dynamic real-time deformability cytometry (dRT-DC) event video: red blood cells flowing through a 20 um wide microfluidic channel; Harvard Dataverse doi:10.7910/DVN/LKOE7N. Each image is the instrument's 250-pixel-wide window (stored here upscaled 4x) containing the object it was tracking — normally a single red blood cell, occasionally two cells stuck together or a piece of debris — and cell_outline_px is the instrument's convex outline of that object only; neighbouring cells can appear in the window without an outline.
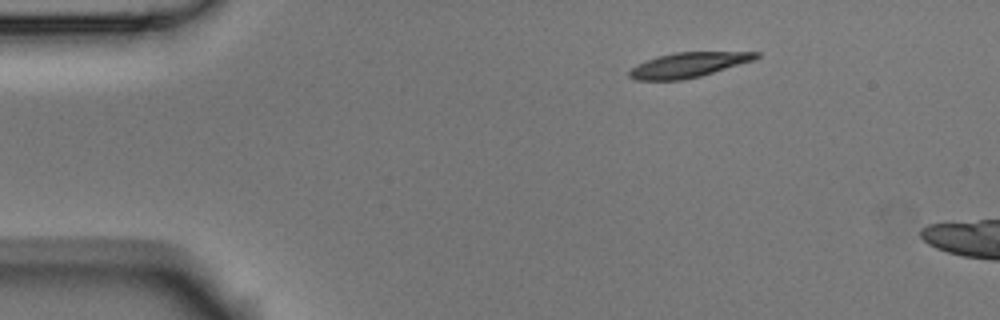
{"species": "Egyptian fruit bat (a non-hibernating species)", "species_latin": "Rousettus aegyptiacus", "temperature_condition": "room temperature", "stored_images_in_passage": 3, "camera_frame_rate_fps": 3000, "um_per_image_px": 0.085, "animal": {"sex": "male"}, "frame": {"image": 1, "passage_image": 1, "time_ms": 0.0, "image_size_px": [1000, 320], "cell_outline_px": [[760, 56], [752, 60], [700, 76], [680, 80], [636, 80], [628, 76], [628, 72], [636, 64], [660, 56], [676, 52], [760, 52]], "centroid_in_image_um": [58.47, 5.52], "position_along_channel_um": 26.5, "area_um2": 17.98}}